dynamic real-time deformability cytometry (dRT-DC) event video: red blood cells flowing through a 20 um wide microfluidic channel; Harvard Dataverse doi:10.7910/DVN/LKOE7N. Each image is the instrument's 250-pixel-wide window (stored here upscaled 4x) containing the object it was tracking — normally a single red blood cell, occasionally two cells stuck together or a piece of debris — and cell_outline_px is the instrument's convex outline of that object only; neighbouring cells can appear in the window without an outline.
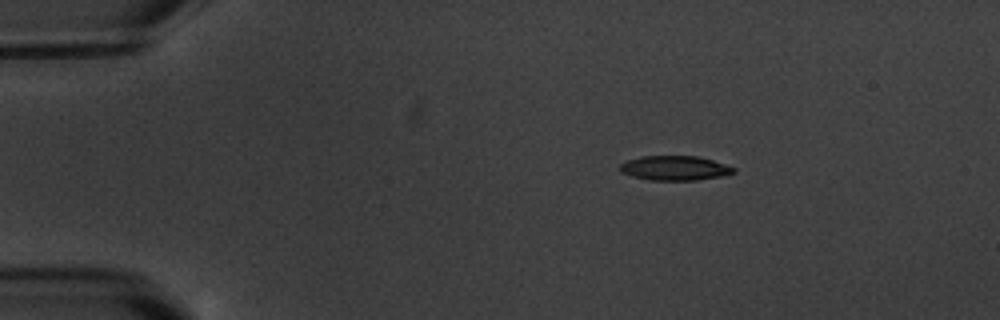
{"species": "common noctule bat (a hibernating species)", "species_latin": "Nyctalus noctula", "temperature_condition": "warm", "stored_images_in_passage": 6, "camera_frame_rate_fps": 3000, "um_per_image_px": 0.085, "animal": {"sex": "male", "body_mass_g": 20.1, "forearm_length_mm": 53.5}, "frame": {"image": 1, "passage_image": 2, "time_ms": 1.333, "image_size_px": [1000, 320], "cell_outline_px": [[736, 172], [720, 176], [696, 180], [648, 180], [632, 176], [620, 172], [620, 164], [628, 160], [640, 156], [700, 156], [736, 168]], "centroid_in_image_um": [57.34, 14.28], "position_along_channel_um": 27.7, "area_um2": 16.24}}
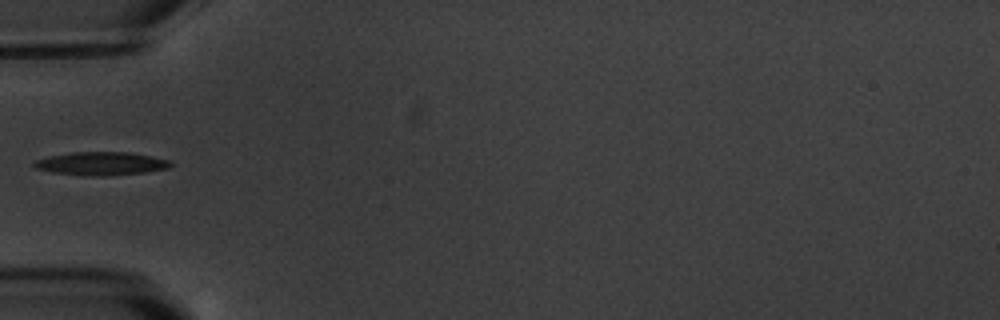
{"frame": {"image": 2, "passage_image": 4, "time_ms": 4.667, "image_size_px": [1000, 320], "cell_outline_px": [[172, 164], [168, 168], [144, 172], [108, 176], [92, 176], [52, 172], [36, 168], [32, 164], [36, 160], [48, 156], [72, 152], [128, 152], [152, 156], [172, 160]], "centroid_in_image_um": [8.62, 13.9], "position_along_channel_um": 76.4, "area_um2": 18.5}}
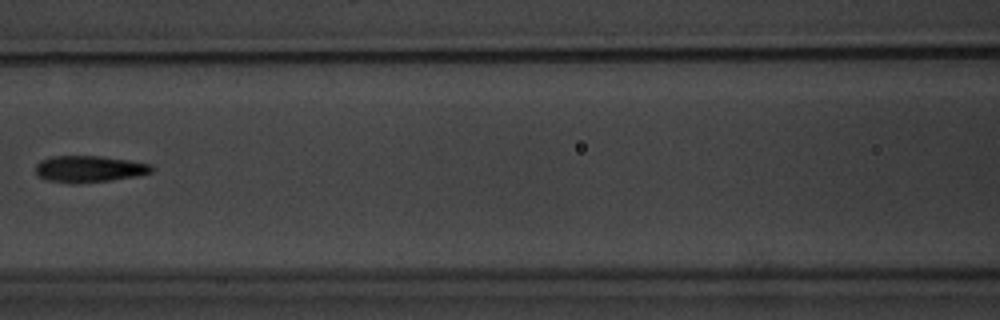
{"frame": {"image": 3, "passage_image": 6, "time_ms": 7.0, "image_size_px": [1000, 320], "cell_outline_px": [[152, 172], [136, 176], [112, 180], [76, 184], [48, 180], [40, 176], [36, 172], [36, 164], [40, 160], [52, 156], [100, 156], [128, 160], [152, 164]], "centroid_in_image_um": [7.58, 14.36], "position_along_channel_um": 159.0, "area_um2": 17.92}}